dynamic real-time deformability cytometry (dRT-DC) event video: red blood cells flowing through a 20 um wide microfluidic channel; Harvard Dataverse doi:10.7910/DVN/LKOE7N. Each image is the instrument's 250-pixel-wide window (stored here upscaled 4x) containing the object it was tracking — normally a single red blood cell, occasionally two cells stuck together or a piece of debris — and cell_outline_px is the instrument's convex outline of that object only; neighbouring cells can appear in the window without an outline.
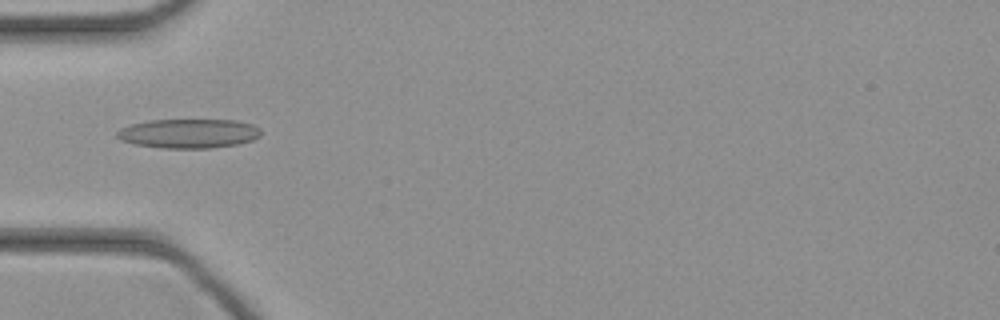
{"species": "common noctule bat (a hibernating species)", "species_latin": "Nyctalus noctula", "temperature_condition": "cold", "stored_images_in_passage": 32, "camera_frame_rate_fps": 3000, "um_per_image_px": 0.085, "animal": {"sex": "female", "body_mass_g": 21.9}, "frame": {"image": 1, "passage_image": 1, "time_ms": 0.0, "image_size_px": [1000, 320], "cell_outline_px": [[260, 136], [252, 140], [236, 144], [212, 148], [160, 148], [136, 144], [120, 140], [116, 136], [116, 132], [120, 128], [132, 124], [148, 120], [236, 120], [252, 124], [260, 128]], "centroid_in_image_um": [16.02, 11.34], "position_along_channel_um": 69.0, "area_um2": 24.57}}
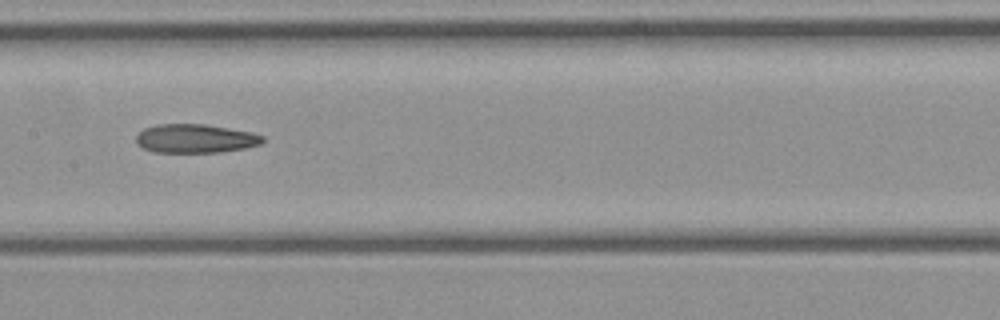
{"frame": {"image": 2, "passage_image": 9, "time_ms": 2.667, "image_size_px": [1000, 320], "cell_outline_px": [[264, 140], [260, 144], [244, 148], [220, 152], [152, 152], [140, 148], [136, 144], [136, 136], [144, 128], [156, 124], [204, 124], [252, 132], [264, 136]], "centroid_in_image_um": [16.56, 11.78], "position_along_channel_um": 190.8, "area_um2": 21.33}}
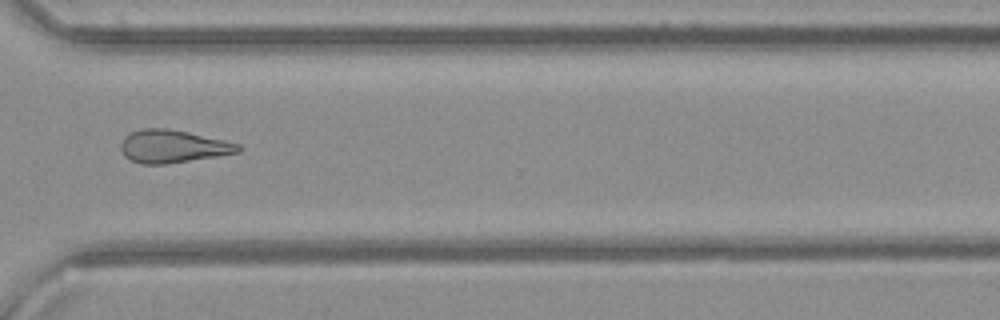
{"frame": {"image": 3, "passage_image": 20, "time_ms": 6.333, "image_size_px": [1000, 320], "cell_outline_px": [[244, 148], [240, 152], [216, 156], [164, 164], [140, 164], [124, 156], [120, 148], [120, 144], [124, 136], [132, 132], [144, 128], [168, 128], [188, 132], [224, 140], [240, 144]], "centroid_in_image_um": [14.69, 12.44], "position_along_channel_um": 355.9, "area_um2": 22.43}}